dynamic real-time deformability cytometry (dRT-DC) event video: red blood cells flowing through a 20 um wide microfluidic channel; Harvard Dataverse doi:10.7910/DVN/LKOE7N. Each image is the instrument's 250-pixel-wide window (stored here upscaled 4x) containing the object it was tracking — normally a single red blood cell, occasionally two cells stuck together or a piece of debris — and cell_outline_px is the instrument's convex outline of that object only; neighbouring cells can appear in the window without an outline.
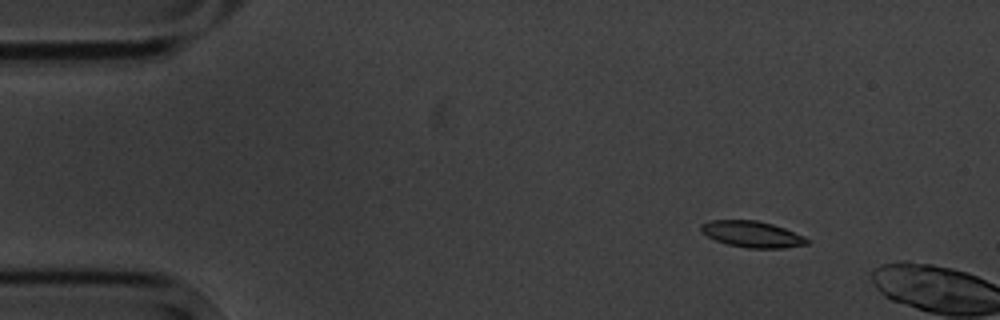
{"species": "common noctule bat (a hibernating species)", "species_latin": "Nyctalus noctula", "temperature_condition": "cold", "stored_images_in_passage": 4, "camera_frame_rate_fps": 3000, "um_per_image_px": 0.085, "animal": {"sex": "male", "body_mass_g": 20.1, "forearm_length_mm": 53.5}, "frame": {"image": 1, "passage_image": 3, "time_ms": 2.333, "image_size_px": [1000, 320], "cell_outline_px": [[812, 240], [808, 244], [784, 248], [748, 248], [728, 244], [716, 240], [700, 232], [700, 224], [708, 220], [756, 220], [772, 224], [784, 228], [804, 236]], "centroid_in_image_um": [63.93, 19.9], "position_along_channel_um": 21.1, "area_um2": 16.3}}